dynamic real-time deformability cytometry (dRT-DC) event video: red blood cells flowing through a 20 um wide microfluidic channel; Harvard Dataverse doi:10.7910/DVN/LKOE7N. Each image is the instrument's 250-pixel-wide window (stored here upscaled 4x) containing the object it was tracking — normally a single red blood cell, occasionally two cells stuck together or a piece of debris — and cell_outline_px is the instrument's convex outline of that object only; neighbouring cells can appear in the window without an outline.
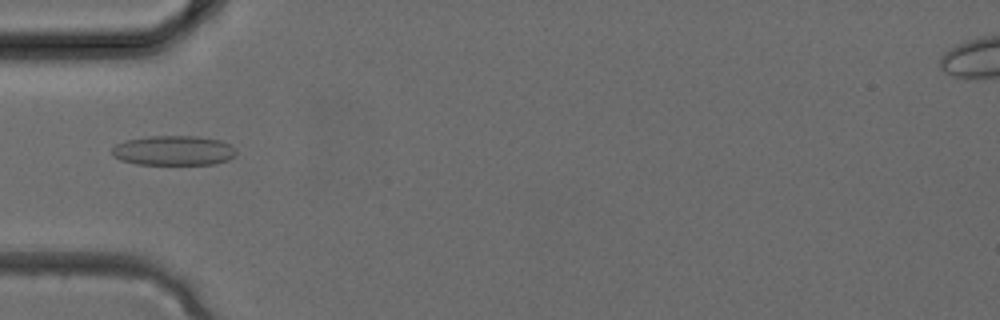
{"species": "common noctule bat (a hibernating species)", "species_latin": "Nyctalus noctula", "temperature_condition": "cold", "stored_images_in_passage": 3, "camera_frame_rate_fps": 3000, "um_per_image_px": 0.085, "animal": {"sex": "female", "body_mass_g": 24.6, "forearm_length_mm": 56.2}, "frame": {"image": 1, "passage_image": 3, "time_ms": 0.667, "image_size_px": [1000, 320], "cell_outline_px": [[236, 156], [228, 160], [212, 164], [136, 164], [120, 160], [112, 156], [112, 148], [116, 144], [128, 140], [148, 136], [196, 136], [220, 140], [228, 144], [236, 152]], "centroid_in_image_um": [14.73, 12.8], "position_along_channel_um": 70.3, "area_um2": 21.44}}